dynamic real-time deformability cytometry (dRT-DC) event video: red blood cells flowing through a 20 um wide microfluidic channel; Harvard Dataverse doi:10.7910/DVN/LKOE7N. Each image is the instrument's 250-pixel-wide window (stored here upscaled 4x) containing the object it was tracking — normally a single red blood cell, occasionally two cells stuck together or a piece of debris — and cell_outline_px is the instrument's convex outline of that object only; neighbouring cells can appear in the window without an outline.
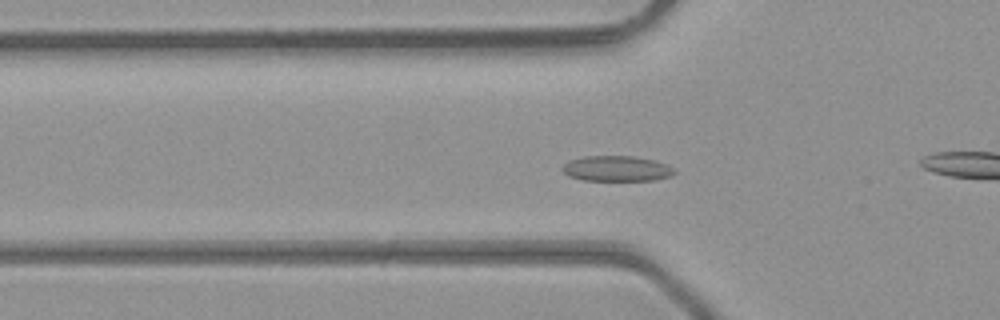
{"species": "common noctule bat (a hibernating species)", "species_latin": "Nyctalus noctula", "temperature_condition": "room temperature", "stored_images_in_passage": 43, "camera_frame_rate_fps": 3000, "um_per_image_px": 0.085, "animal": {"sex": "male", "body_mass_g": 23.1, "forearm_length_mm": 52.7}, "frame": {"image": 1, "passage_image": 11, "time_ms": 3.333, "image_size_px": [1000, 320], "cell_outline_px": [[676, 172], [672, 176], [656, 180], [584, 180], [568, 176], [560, 168], [568, 160], [584, 156], [636, 156], [656, 160], [668, 164], [676, 168]], "centroid_in_image_um": [52.46, 14.32], "position_along_channel_um": 73.3, "area_um2": 16.94}}
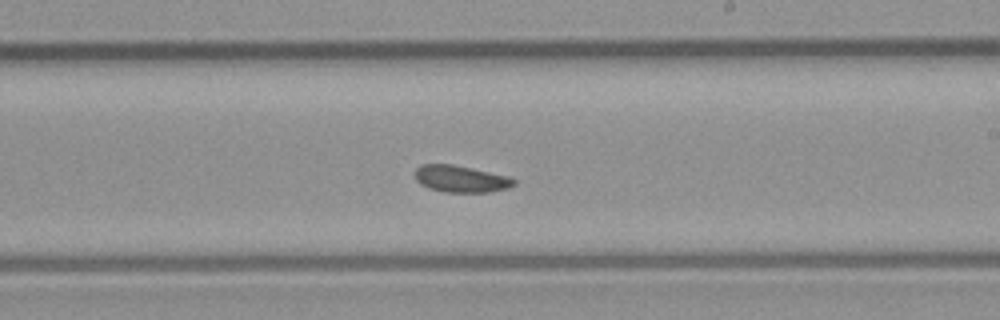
{"frame": {"image": 2, "passage_image": 23, "time_ms": 7.333, "image_size_px": [1000, 320], "cell_outline_px": [[516, 184], [508, 188], [488, 192], [444, 192], [428, 188], [420, 184], [416, 180], [416, 168], [420, 164], [452, 164], [512, 176], [516, 180]], "centroid_in_image_um": [39.21, 15.2], "position_along_channel_um": 249.8, "area_um2": 15.66}}
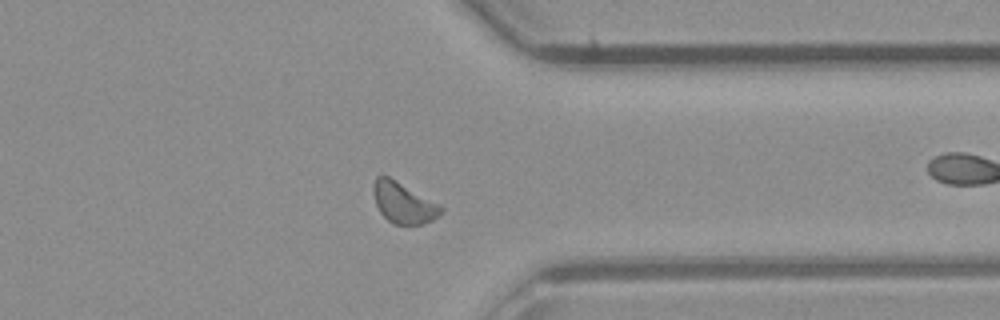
{"frame": {"image": 3, "passage_image": 32, "time_ms": 10.333, "image_size_px": [1000, 320], "cell_outline_px": [[444, 212], [432, 220], [420, 224], [396, 224], [388, 220], [380, 212], [376, 204], [372, 192], [372, 188], [376, 176], [388, 176], [440, 204], [444, 208]], "centroid_in_image_um": [34.29, 17.23], "position_along_channel_um": 377.1, "area_um2": 16.01}, "authors_computed_cell_mechanics": {"area_um2": 16.1262, "velocity_mm_per_s": 4.3889, "shape_relaxation_time_tau1_ms": 1.9943, "shape_relaxation_time_tau2_ms": null, "deformation_change_tau1": 0.0464, "deformation_change_tau2": null}}